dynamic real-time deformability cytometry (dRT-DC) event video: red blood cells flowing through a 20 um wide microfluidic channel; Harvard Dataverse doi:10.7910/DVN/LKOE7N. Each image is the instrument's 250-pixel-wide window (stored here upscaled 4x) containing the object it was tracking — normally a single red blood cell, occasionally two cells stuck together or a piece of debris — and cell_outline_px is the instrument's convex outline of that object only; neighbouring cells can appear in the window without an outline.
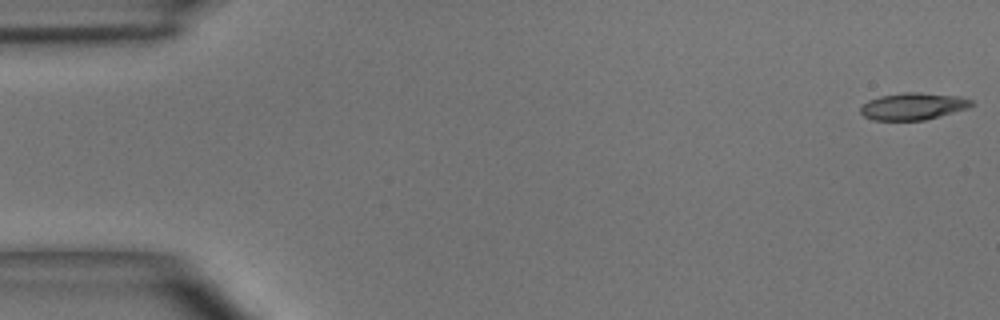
{"species": "common noctule bat (a hibernating species)", "species_latin": "Nyctalus noctula", "temperature_condition": "room temperature", "stored_images_in_passage": 9, "camera_frame_rate_fps": 3000, "um_per_image_px": 0.085, "animal": {"sex": "male", "body_mass_g": 15.6}, "frame": {"image": 1, "passage_image": 1, "time_ms": 0.0, "image_size_px": [1000, 320], "cell_outline_px": [[976, 104], [968, 108], [940, 116], [924, 120], [872, 120], [864, 116], [860, 112], [860, 108], [868, 100], [880, 96], [904, 92], [920, 92], [956, 96], [972, 100]], "centroid_in_image_um": [77.62, 9.03], "position_along_channel_um": 7.4, "area_um2": 17.46}}